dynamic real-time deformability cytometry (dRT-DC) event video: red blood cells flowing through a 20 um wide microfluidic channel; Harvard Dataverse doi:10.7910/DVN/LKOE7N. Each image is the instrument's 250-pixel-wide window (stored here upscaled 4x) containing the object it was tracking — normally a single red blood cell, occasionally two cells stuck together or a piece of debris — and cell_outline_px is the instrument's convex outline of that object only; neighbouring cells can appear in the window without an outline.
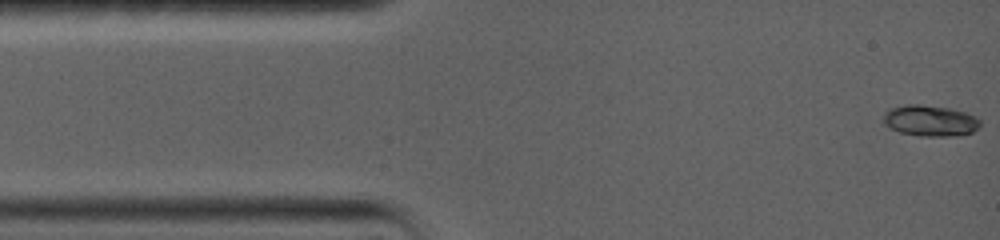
{"species": "common noctule bat (a hibernating species)", "species_latin": "Nyctalus noctula", "temperature_condition": "warm", "stored_images_in_passage": 10, "camera_frame_rate_fps": 5000, "um_per_image_px": 0.085, "animal": {"sex": "female", "body_mass_g": 19.0, "forearm_length_mm": 56.7}, "frame": {"image": 1, "passage_image": 1, "time_ms": 0.0, "image_size_px": [1000, 240], "cell_outline_px": [[980, 124], [972, 132], [960, 136], [920, 136], [900, 132], [888, 128], [880, 120], [884, 112], [888, 108], [904, 104], [920, 104], [948, 108], [964, 112], [976, 116], [980, 120]], "centroid_in_image_um": [78.98, 10.25], "position_along_channel_um": 6.0, "area_um2": 17.86}}
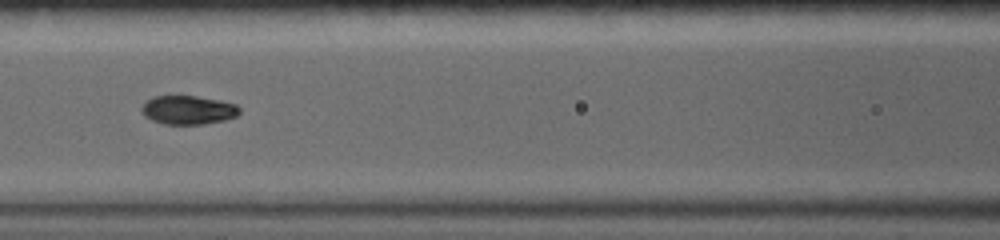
{"frame": {"image": 2, "passage_image": 6, "time_ms": 6.0, "image_size_px": [1000, 240], "cell_outline_px": [[240, 112], [236, 116], [224, 120], [204, 124], [164, 124], [152, 120], [144, 116], [140, 112], [140, 108], [152, 96], [196, 96], [220, 100], [236, 104], [240, 108]], "centroid_in_image_um": [15.98, 9.35], "position_along_channel_um": 150.6, "area_um2": 16.47}}
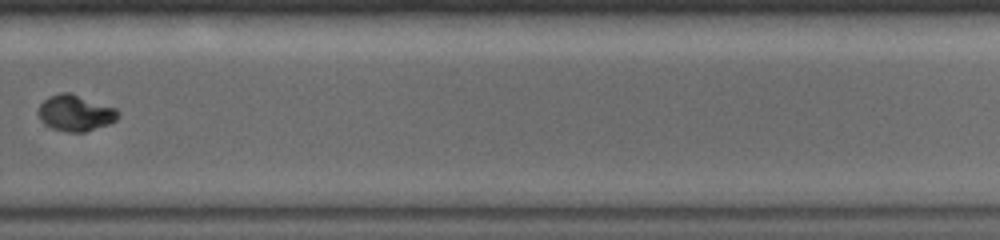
{"frame": {"image": 3, "passage_image": 10, "time_ms": 10.6, "image_size_px": [1000, 240], "cell_outline_px": [[120, 116], [116, 120], [108, 124], [84, 132], [68, 132], [52, 128], [44, 124], [40, 120], [36, 112], [40, 104], [48, 96], [60, 92], [72, 92], [116, 108], [120, 112]], "centroid_in_image_um": [6.39, 9.59], "position_along_channel_um": 323.4, "area_um2": 17.11}}